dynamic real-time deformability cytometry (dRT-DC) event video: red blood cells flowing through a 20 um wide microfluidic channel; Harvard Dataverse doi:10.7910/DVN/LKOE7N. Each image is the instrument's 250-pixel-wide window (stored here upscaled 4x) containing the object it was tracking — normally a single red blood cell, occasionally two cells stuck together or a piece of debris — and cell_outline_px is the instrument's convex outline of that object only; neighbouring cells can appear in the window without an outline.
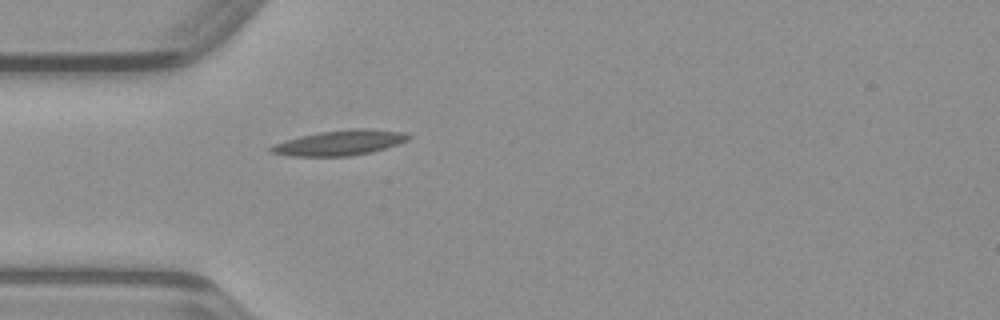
{"species": "common noctule bat (a hibernating species)", "species_latin": "Nyctalus noctula", "temperature_condition": "warm", "stored_images_in_passage": 35, "camera_frame_rate_fps": 3000, "um_per_image_px": 0.085, "animal": {"sex": "male", "body_mass_g": 23.1, "forearm_length_mm": 52.7}, "frame": {"image": 1, "passage_image": 1, "time_ms": 0.0, "image_size_px": [1000, 320], "cell_outline_px": [[412, 136], [408, 140], [372, 152], [348, 156], [292, 156], [272, 152], [268, 148], [272, 144], [284, 140], [300, 136], [320, 132], [352, 128], [368, 128], [404, 132]], "centroid_in_image_um": [28.88, 12.12], "position_along_channel_um": 56.1, "area_um2": 20.11}}
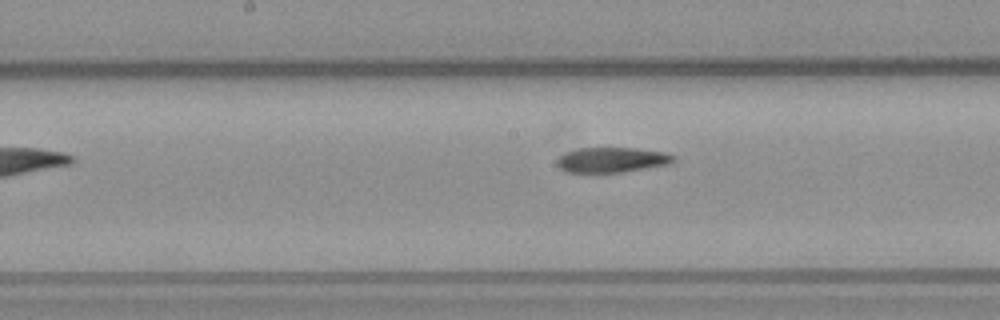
{"frame": {"image": 2, "passage_image": 11, "time_ms": 3.333, "image_size_px": [1000, 320], "cell_outline_px": [[676, 160], [668, 164], [620, 172], [564, 172], [556, 164], [556, 160], [560, 156], [568, 152], [580, 148], [636, 148], [664, 152], [676, 156]], "centroid_in_image_um": [52.0, 13.58], "position_along_channel_um": 196.2, "area_um2": 16.88}}
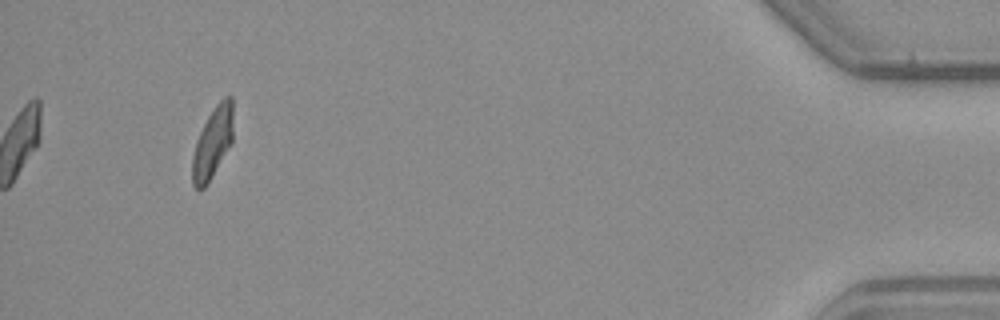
{"frame": {"image": 3, "passage_image": 32, "time_ms": 10.333, "image_size_px": [1000, 320], "cell_outline_px": [[232, 144], [208, 184], [204, 188], [196, 188], [192, 184], [192, 156], [196, 140], [208, 116], [216, 104], [224, 96], [232, 96]], "centroid_in_image_um": [18.07, 12.16], "position_along_channel_um": 417.1, "area_um2": 16.99}}